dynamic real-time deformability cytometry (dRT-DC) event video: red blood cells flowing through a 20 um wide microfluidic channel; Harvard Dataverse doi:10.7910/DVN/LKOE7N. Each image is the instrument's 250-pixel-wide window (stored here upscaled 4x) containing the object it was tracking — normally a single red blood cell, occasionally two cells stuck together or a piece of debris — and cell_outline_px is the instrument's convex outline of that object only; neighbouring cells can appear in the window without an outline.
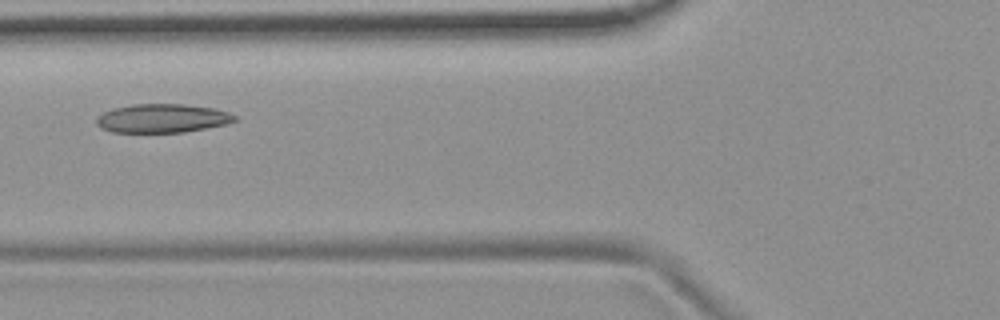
{"species": "common noctule bat (a hibernating species)", "species_latin": "Nyctalus noctula", "temperature_condition": "room temperature", "stored_images_in_passage": 47, "camera_frame_rate_fps": 3000, "um_per_image_px": 0.085, "animal": {"sex": "female", "body_mass_g": 19.9}, "frame": {"image": 1, "passage_image": 14, "time_ms": 4.333, "image_size_px": [1000, 320], "cell_outline_px": [[236, 120], [224, 124], [184, 132], [112, 132], [100, 128], [96, 124], [96, 116], [112, 108], [132, 104], [184, 104], [212, 108], [228, 112], [236, 116]], "centroid_in_image_um": [13.73, 10.05], "position_along_channel_um": 112.1, "area_um2": 23.06}, "authors_computed_cell_mechanics": {"area_um2": 23.8136, "velocity_mm_per_s": 3.6845, "shape_relaxation_time_tau1_ms": 4.5054, "shape_relaxation_time_tau2_ms": 2.9515, "deformation_change_tau1": 0.1139, "deformation_change_tau2": 0.0998}}